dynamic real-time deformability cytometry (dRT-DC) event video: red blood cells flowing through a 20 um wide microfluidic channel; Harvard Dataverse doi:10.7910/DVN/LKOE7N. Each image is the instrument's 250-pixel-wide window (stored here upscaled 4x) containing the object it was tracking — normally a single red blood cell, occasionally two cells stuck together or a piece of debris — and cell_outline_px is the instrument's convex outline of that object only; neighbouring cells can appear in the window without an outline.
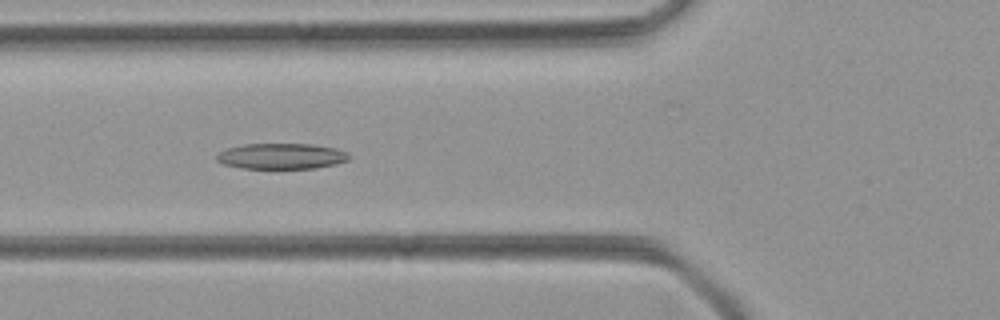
{"species": "common noctule bat (a hibernating species)", "species_latin": "Nyctalus noctula", "temperature_condition": "room temperature", "stored_images_in_passage": 42, "camera_frame_rate_fps": 3000, "um_per_image_px": 0.085, "animal": {"sex": "female", "body_mass_g": 21.9}, "frame": {"image": 1, "passage_image": 11, "time_ms": 3.333, "image_size_px": [1000, 320], "cell_outline_px": [[352, 156], [348, 160], [336, 164], [316, 168], [240, 168], [224, 164], [216, 160], [216, 156], [220, 152], [228, 148], [244, 144], [312, 144], [336, 148], [348, 152]], "centroid_in_image_um": [23.97, 13.27], "position_along_channel_um": 101.8, "area_um2": 19.88}}
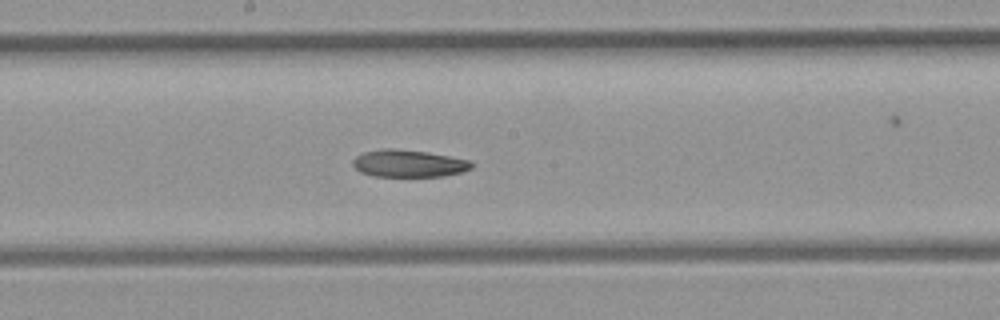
{"frame": {"image": 2, "passage_image": 19, "time_ms": 6.0, "image_size_px": [1000, 320], "cell_outline_px": [[472, 168], [460, 172], [444, 176], [372, 176], [360, 172], [352, 164], [352, 160], [356, 156], [364, 152], [384, 148], [392, 148], [428, 152], [468, 160], [472, 164]], "centroid_in_image_um": [34.69, 13.89], "position_along_channel_um": 213.5, "area_um2": 18.73}}
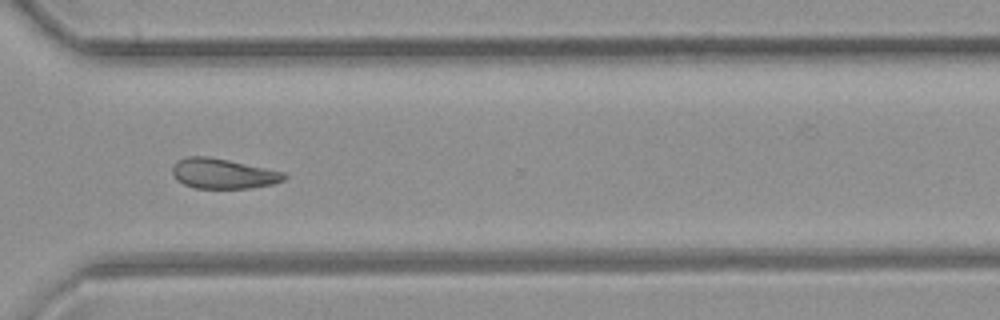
{"frame": {"image": 3, "passage_image": 29, "time_ms": 9.333, "image_size_px": [1000, 320], "cell_outline_px": [[288, 176], [284, 180], [272, 184], [248, 188], [196, 188], [184, 184], [176, 180], [172, 172], [172, 164], [188, 156], [208, 156], [228, 160], [284, 172]], "centroid_in_image_um": [18.94, 14.75], "position_along_channel_um": 351.7, "area_um2": 19.48}}